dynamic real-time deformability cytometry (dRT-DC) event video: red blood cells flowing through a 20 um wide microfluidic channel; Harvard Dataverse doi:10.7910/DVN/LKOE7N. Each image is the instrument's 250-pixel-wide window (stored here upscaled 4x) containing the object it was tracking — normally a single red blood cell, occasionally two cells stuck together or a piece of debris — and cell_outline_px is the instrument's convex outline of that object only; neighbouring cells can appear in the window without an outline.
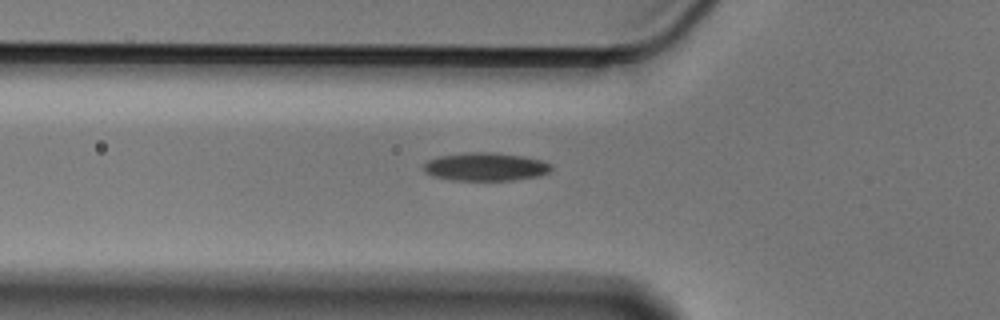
{"species": "Egyptian fruit bat (a non-hibernating species)", "species_latin": "Rousettus aegyptiacus", "temperature_condition": "cold", "stored_images_in_passage": 39, "camera_frame_rate_fps": 3000, "um_per_image_px": 0.085, "animal": {"sex": "male"}, "frame": {"image": 1, "passage_image": 3, "time_ms": 0.667, "image_size_px": [1000, 320], "cell_outline_px": [[552, 168], [548, 172], [540, 176], [512, 180], [448, 180], [432, 176], [424, 172], [424, 164], [428, 160], [440, 156], [472, 152], [492, 152], [520, 156], [540, 160], [552, 164]], "centroid_in_image_um": [41.25, 14.18], "position_along_channel_um": 84.5, "area_um2": 20.87}}
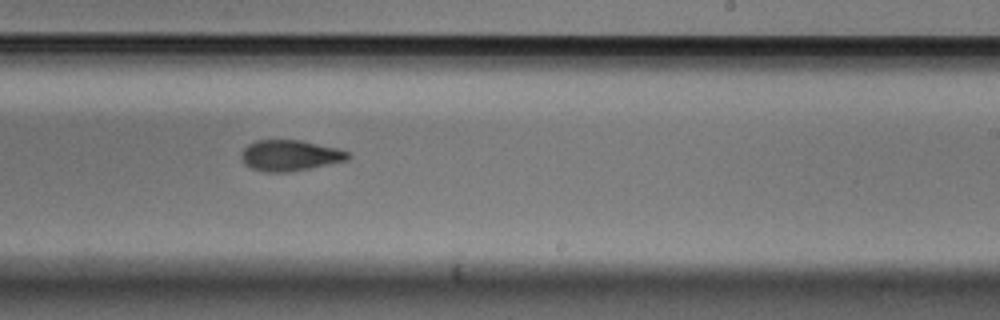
{"frame": {"image": 2, "passage_image": 18, "time_ms": 5.667, "image_size_px": [1000, 320], "cell_outline_px": [[352, 156], [348, 160], [288, 172], [264, 172], [252, 168], [244, 164], [240, 156], [244, 148], [248, 144], [256, 140], [300, 140], [336, 148], [348, 152]], "centroid_in_image_um": [24.62, 13.21], "position_along_channel_um": 264.4, "area_um2": 19.07}}
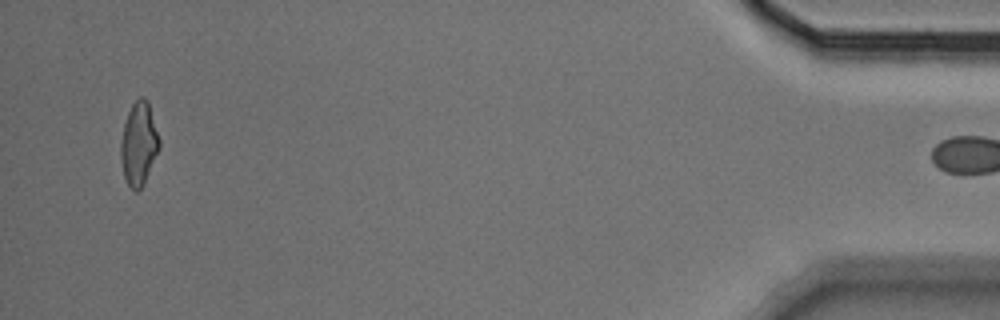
{"frame": {"image": 3, "passage_image": 38, "time_ms": 12.333, "image_size_px": [1000, 320], "cell_outline_px": [[160, 148], [144, 184], [136, 192], [128, 184], [124, 176], [120, 156], [120, 144], [124, 124], [128, 112], [132, 104], [140, 96], [144, 96], [148, 100], [160, 140]], "centroid_in_image_um": [11.81, 12.2], "position_along_channel_um": 423.4, "area_um2": 18.73}}